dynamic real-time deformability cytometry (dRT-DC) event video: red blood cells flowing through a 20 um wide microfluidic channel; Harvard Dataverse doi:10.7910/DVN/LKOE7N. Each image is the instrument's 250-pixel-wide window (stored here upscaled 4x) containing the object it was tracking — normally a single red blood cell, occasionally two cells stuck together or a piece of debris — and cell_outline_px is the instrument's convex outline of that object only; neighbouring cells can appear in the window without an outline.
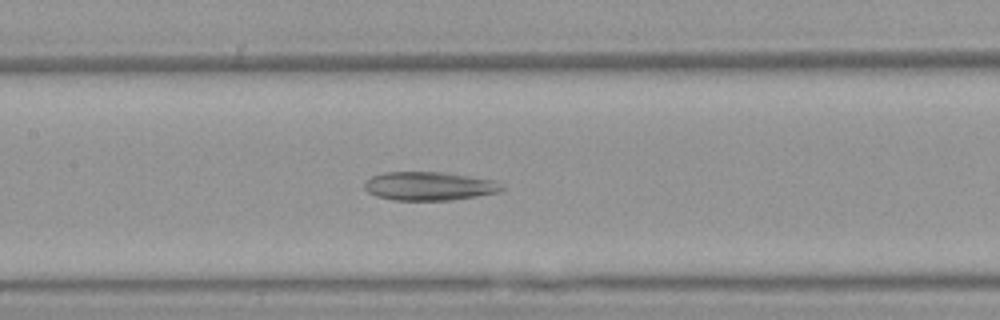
{"species": "Egyptian fruit bat (a non-hibernating species)", "species_latin": "Rousettus aegyptiacus", "temperature_condition": "warm", "stored_images_in_passage": 53, "camera_frame_rate_fps": 3000, "um_per_image_px": 0.085, "animal": {"sex": "female"}, "frame": {"image": 1, "passage_image": 25, "time_ms": 8.0, "image_size_px": [1000, 320], "cell_outline_px": [[504, 188], [500, 192], [452, 200], [392, 200], [376, 196], [368, 192], [364, 188], [364, 184], [372, 176], [384, 172], [444, 172], [496, 180]], "centroid_in_image_um": [36.49, 15.82], "position_along_channel_um": 170.9, "area_um2": 22.95}}
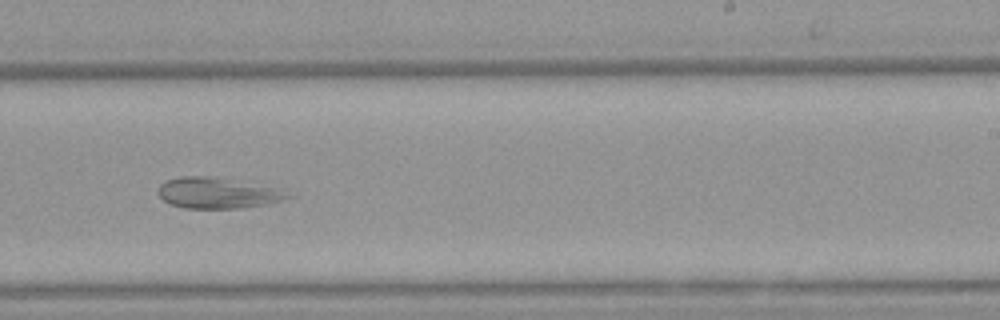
{"frame": {"image": 2, "passage_image": 33, "time_ms": 10.667, "image_size_px": [1000, 320], "cell_outline_px": [[296, 196], [268, 204], [244, 208], [184, 208], [168, 204], [156, 192], [160, 184], [168, 180], [180, 176], [224, 176], [272, 188]], "centroid_in_image_um": [18.46, 16.39], "position_along_channel_um": 270.5, "area_um2": 23.58}}
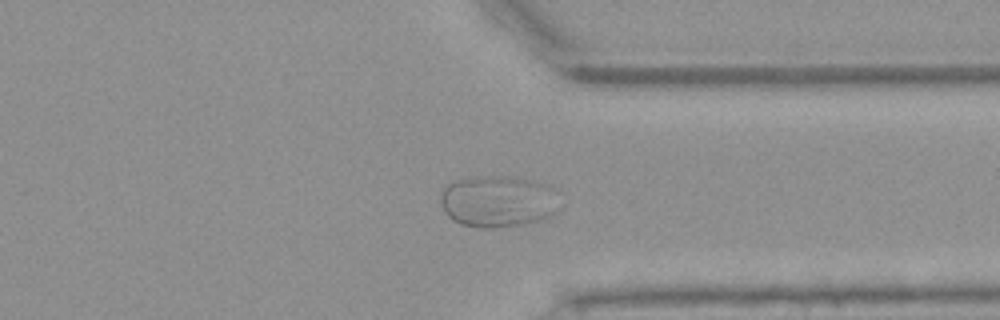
{"frame": {"image": 3, "passage_image": 41, "time_ms": 13.333, "image_size_px": [1000, 320], "cell_outline_px": [[564, 208], [560, 212], [536, 220], [520, 224], [496, 228], [480, 228], [460, 224], [452, 220], [444, 212], [440, 204], [440, 192], [452, 180], [480, 176], [520, 176], [544, 184], [552, 188]], "centroid_in_image_um": [42.33, 17.1], "position_along_channel_um": 369.1, "area_um2": 36.59}}